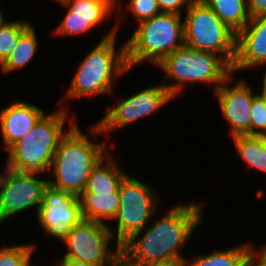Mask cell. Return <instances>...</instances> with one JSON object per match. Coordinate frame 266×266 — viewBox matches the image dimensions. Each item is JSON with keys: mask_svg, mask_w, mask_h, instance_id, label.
Segmentation results:
<instances>
[{"mask_svg": "<svg viewBox=\"0 0 266 266\" xmlns=\"http://www.w3.org/2000/svg\"><path fill=\"white\" fill-rule=\"evenodd\" d=\"M179 204L121 246V262L125 266H143L171 259H185L181 252L193 231L203 219L204 203ZM181 252V253H180Z\"/></svg>", "mask_w": 266, "mask_h": 266, "instance_id": "1", "label": "cell"}, {"mask_svg": "<svg viewBox=\"0 0 266 266\" xmlns=\"http://www.w3.org/2000/svg\"><path fill=\"white\" fill-rule=\"evenodd\" d=\"M60 140L48 179L50 186L80 195L86 188L92 169L109 152L106 142L96 144L83 134L73 120Z\"/></svg>", "mask_w": 266, "mask_h": 266, "instance_id": "2", "label": "cell"}, {"mask_svg": "<svg viewBox=\"0 0 266 266\" xmlns=\"http://www.w3.org/2000/svg\"><path fill=\"white\" fill-rule=\"evenodd\" d=\"M119 24L116 23L79 64L65 99L111 94L116 78L128 72L126 44L117 52L115 48Z\"/></svg>", "mask_w": 266, "mask_h": 266, "instance_id": "3", "label": "cell"}, {"mask_svg": "<svg viewBox=\"0 0 266 266\" xmlns=\"http://www.w3.org/2000/svg\"><path fill=\"white\" fill-rule=\"evenodd\" d=\"M67 117L63 108L45 113L29 134L7 150L9 156L5 166L20 172L40 174L50 171L59 142L67 134L64 131Z\"/></svg>", "mask_w": 266, "mask_h": 266, "instance_id": "4", "label": "cell"}, {"mask_svg": "<svg viewBox=\"0 0 266 266\" xmlns=\"http://www.w3.org/2000/svg\"><path fill=\"white\" fill-rule=\"evenodd\" d=\"M182 15L162 12L138 24L126 41L129 69L143 61L159 65L168 55L185 45Z\"/></svg>", "mask_w": 266, "mask_h": 266, "instance_id": "5", "label": "cell"}, {"mask_svg": "<svg viewBox=\"0 0 266 266\" xmlns=\"http://www.w3.org/2000/svg\"><path fill=\"white\" fill-rule=\"evenodd\" d=\"M157 67L165 72L164 80L172 78L175 83H162L174 98L187 83L201 82L212 85L214 92L228 79L232 66L218 54L200 51L186 45L168 55Z\"/></svg>", "mask_w": 266, "mask_h": 266, "instance_id": "6", "label": "cell"}, {"mask_svg": "<svg viewBox=\"0 0 266 266\" xmlns=\"http://www.w3.org/2000/svg\"><path fill=\"white\" fill-rule=\"evenodd\" d=\"M185 12V45L218 54L232 66L236 54V33L202 0H193Z\"/></svg>", "mask_w": 266, "mask_h": 266, "instance_id": "7", "label": "cell"}, {"mask_svg": "<svg viewBox=\"0 0 266 266\" xmlns=\"http://www.w3.org/2000/svg\"><path fill=\"white\" fill-rule=\"evenodd\" d=\"M119 194L120 205L114 218L117 225L111 233L113 237L116 234V246L121 247L134 234L143 232L157 211L159 199L152 187L129 174L121 182Z\"/></svg>", "mask_w": 266, "mask_h": 266, "instance_id": "8", "label": "cell"}, {"mask_svg": "<svg viewBox=\"0 0 266 266\" xmlns=\"http://www.w3.org/2000/svg\"><path fill=\"white\" fill-rule=\"evenodd\" d=\"M111 230L106 223L83 220L62 240L68 251L63 256L90 266H117L121 262V247L109 248L114 239Z\"/></svg>", "mask_w": 266, "mask_h": 266, "instance_id": "9", "label": "cell"}, {"mask_svg": "<svg viewBox=\"0 0 266 266\" xmlns=\"http://www.w3.org/2000/svg\"><path fill=\"white\" fill-rule=\"evenodd\" d=\"M0 173V223L36 207L40 209L48 179L38 178L39 173L15 171L7 166Z\"/></svg>", "mask_w": 266, "mask_h": 266, "instance_id": "10", "label": "cell"}, {"mask_svg": "<svg viewBox=\"0 0 266 266\" xmlns=\"http://www.w3.org/2000/svg\"><path fill=\"white\" fill-rule=\"evenodd\" d=\"M172 98L162 83L144 88L123 101L119 100V104L113 105L112 109L109 107L108 113L98 123L92 125L93 127H90L92 131L90 133L94 136L107 133L108 136L110 132L120 127L155 114Z\"/></svg>", "mask_w": 266, "mask_h": 266, "instance_id": "11", "label": "cell"}, {"mask_svg": "<svg viewBox=\"0 0 266 266\" xmlns=\"http://www.w3.org/2000/svg\"><path fill=\"white\" fill-rule=\"evenodd\" d=\"M36 217L47 234L61 241L84 220L79 196L50 185L45 188Z\"/></svg>", "mask_w": 266, "mask_h": 266, "instance_id": "12", "label": "cell"}, {"mask_svg": "<svg viewBox=\"0 0 266 266\" xmlns=\"http://www.w3.org/2000/svg\"><path fill=\"white\" fill-rule=\"evenodd\" d=\"M232 75L226 79L215 91L222 116L230 125V134L251 136V104L256 95L249 88L245 80L236 81L233 87L227 83L232 82Z\"/></svg>", "mask_w": 266, "mask_h": 266, "instance_id": "13", "label": "cell"}, {"mask_svg": "<svg viewBox=\"0 0 266 266\" xmlns=\"http://www.w3.org/2000/svg\"><path fill=\"white\" fill-rule=\"evenodd\" d=\"M117 0H66L61 5L68 8L65 17L57 26L58 36L89 33L99 23L110 18L117 9Z\"/></svg>", "mask_w": 266, "mask_h": 266, "instance_id": "14", "label": "cell"}, {"mask_svg": "<svg viewBox=\"0 0 266 266\" xmlns=\"http://www.w3.org/2000/svg\"><path fill=\"white\" fill-rule=\"evenodd\" d=\"M263 64H266V16H257L236 34L232 72Z\"/></svg>", "mask_w": 266, "mask_h": 266, "instance_id": "15", "label": "cell"}, {"mask_svg": "<svg viewBox=\"0 0 266 266\" xmlns=\"http://www.w3.org/2000/svg\"><path fill=\"white\" fill-rule=\"evenodd\" d=\"M46 112L23 101L12 102L0 110V129L6 150L29 134Z\"/></svg>", "mask_w": 266, "mask_h": 266, "instance_id": "16", "label": "cell"}, {"mask_svg": "<svg viewBox=\"0 0 266 266\" xmlns=\"http://www.w3.org/2000/svg\"><path fill=\"white\" fill-rule=\"evenodd\" d=\"M79 202L84 220L105 223L103 220L115 218L120 205V194L119 190L110 194L82 192Z\"/></svg>", "mask_w": 266, "mask_h": 266, "instance_id": "17", "label": "cell"}, {"mask_svg": "<svg viewBox=\"0 0 266 266\" xmlns=\"http://www.w3.org/2000/svg\"><path fill=\"white\" fill-rule=\"evenodd\" d=\"M109 152L92 169L86 188L83 192L114 193L119 190L123 179L128 175L121 170ZM105 160V161H104ZM105 164H103L104 162Z\"/></svg>", "mask_w": 266, "mask_h": 266, "instance_id": "18", "label": "cell"}, {"mask_svg": "<svg viewBox=\"0 0 266 266\" xmlns=\"http://www.w3.org/2000/svg\"><path fill=\"white\" fill-rule=\"evenodd\" d=\"M236 34L250 21L247 0H202Z\"/></svg>", "mask_w": 266, "mask_h": 266, "instance_id": "19", "label": "cell"}, {"mask_svg": "<svg viewBox=\"0 0 266 266\" xmlns=\"http://www.w3.org/2000/svg\"><path fill=\"white\" fill-rule=\"evenodd\" d=\"M251 244H243L211 254L196 256L191 263L185 261V266H250Z\"/></svg>", "mask_w": 266, "mask_h": 266, "instance_id": "20", "label": "cell"}, {"mask_svg": "<svg viewBox=\"0 0 266 266\" xmlns=\"http://www.w3.org/2000/svg\"><path fill=\"white\" fill-rule=\"evenodd\" d=\"M38 40L35 29L30 25L19 37L17 46L11 55L0 65L1 72L8 74L22 69L37 52Z\"/></svg>", "mask_w": 266, "mask_h": 266, "instance_id": "21", "label": "cell"}, {"mask_svg": "<svg viewBox=\"0 0 266 266\" xmlns=\"http://www.w3.org/2000/svg\"><path fill=\"white\" fill-rule=\"evenodd\" d=\"M242 160L248 167L266 173V138L265 136L237 135L232 137Z\"/></svg>", "mask_w": 266, "mask_h": 266, "instance_id": "22", "label": "cell"}, {"mask_svg": "<svg viewBox=\"0 0 266 266\" xmlns=\"http://www.w3.org/2000/svg\"><path fill=\"white\" fill-rule=\"evenodd\" d=\"M28 21H9L0 28V65L15 50L20 35L30 26Z\"/></svg>", "mask_w": 266, "mask_h": 266, "instance_id": "23", "label": "cell"}, {"mask_svg": "<svg viewBox=\"0 0 266 266\" xmlns=\"http://www.w3.org/2000/svg\"><path fill=\"white\" fill-rule=\"evenodd\" d=\"M35 248L33 244L0 248V266H27Z\"/></svg>", "mask_w": 266, "mask_h": 266, "instance_id": "24", "label": "cell"}, {"mask_svg": "<svg viewBox=\"0 0 266 266\" xmlns=\"http://www.w3.org/2000/svg\"><path fill=\"white\" fill-rule=\"evenodd\" d=\"M266 135V97L256 94L251 104V136Z\"/></svg>", "mask_w": 266, "mask_h": 266, "instance_id": "25", "label": "cell"}, {"mask_svg": "<svg viewBox=\"0 0 266 266\" xmlns=\"http://www.w3.org/2000/svg\"><path fill=\"white\" fill-rule=\"evenodd\" d=\"M128 8L137 23L162 13L157 0H130Z\"/></svg>", "mask_w": 266, "mask_h": 266, "instance_id": "26", "label": "cell"}, {"mask_svg": "<svg viewBox=\"0 0 266 266\" xmlns=\"http://www.w3.org/2000/svg\"><path fill=\"white\" fill-rule=\"evenodd\" d=\"M162 12L182 15V8H189L193 0H157Z\"/></svg>", "mask_w": 266, "mask_h": 266, "instance_id": "27", "label": "cell"}, {"mask_svg": "<svg viewBox=\"0 0 266 266\" xmlns=\"http://www.w3.org/2000/svg\"><path fill=\"white\" fill-rule=\"evenodd\" d=\"M247 10L250 18L266 16V0H247Z\"/></svg>", "mask_w": 266, "mask_h": 266, "instance_id": "28", "label": "cell"}, {"mask_svg": "<svg viewBox=\"0 0 266 266\" xmlns=\"http://www.w3.org/2000/svg\"><path fill=\"white\" fill-rule=\"evenodd\" d=\"M250 266H266V245L257 251L251 244Z\"/></svg>", "mask_w": 266, "mask_h": 266, "instance_id": "29", "label": "cell"}, {"mask_svg": "<svg viewBox=\"0 0 266 266\" xmlns=\"http://www.w3.org/2000/svg\"><path fill=\"white\" fill-rule=\"evenodd\" d=\"M186 259H171L166 261L153 262L143 266H185Z\"/></svg>", "mask_w": 266, "mask_h": 266, "instance_id": "30", "label": "cell"}, {"mask_svg": "<svg viewBox=\"0 0 266 266\" xmlns=\"http://www.w3.org/2000/svg\"><path fill=\"white\" fill-rule=\"evenodd\" d=\"M59 263V266H90L88 263L78 260H71L66 258L65 256L62 257V260Z\"/></svg>", "mask_w": 266, "mask_h": 266, "instance_id": "31", "label": "cell"}, {"mask_svg": "<svg viewBox=\"0 0 266 266\" xmlns=\"http://www.w3.org/2000/svg\"><path fill=\"white\" fill-rule=\"evenodd\" d=\"M261 92L266 97V75H264V78H263V88H262V91Z\"/></svg>", "mask_w": 266, "mask_h": 266, "instance_id": "32", "label": "cell"}, {"mask_svg": "<svg viewBox=\"0 0 266 266\" xmlns=\"http://www.w3.org/2000/svg\"><path fill=\"white\" fill-rule=\"evenodd\" d=\"M6 23H7V21L4 19L3 14L0 10V28Z\"/></svg>", "mask_w": 266, "mask_h": 266, "instance_id": "33", "label": "cell"}, {"mask_svg": "<svg viewBox=\"0 0 266 266\" xmlns=\"http://www.w3.org/2000/svg\"><path fill=\"white\" fill-rule=\"evenodd\" d=\"M58 1L60 4H62L63 2H65L66 0H56Z\"/></svg>", "mask_w": 266, "mask_h": 266, "instance_id": "34", "label": "cell"}, {"mask_svg": "<svg viewBox=\"0 0 266 266\" xmlns=\"http://www.w3.org/2000/svg\"><path fill=\"white\" fill-rule=\"evenodd\" d=\"M117 266H125L122 262H120Z\"/></svg>", "mask_w": 266, "mask_h": 266, "instance_id": "35", "label": "cell"}]
</instances>
